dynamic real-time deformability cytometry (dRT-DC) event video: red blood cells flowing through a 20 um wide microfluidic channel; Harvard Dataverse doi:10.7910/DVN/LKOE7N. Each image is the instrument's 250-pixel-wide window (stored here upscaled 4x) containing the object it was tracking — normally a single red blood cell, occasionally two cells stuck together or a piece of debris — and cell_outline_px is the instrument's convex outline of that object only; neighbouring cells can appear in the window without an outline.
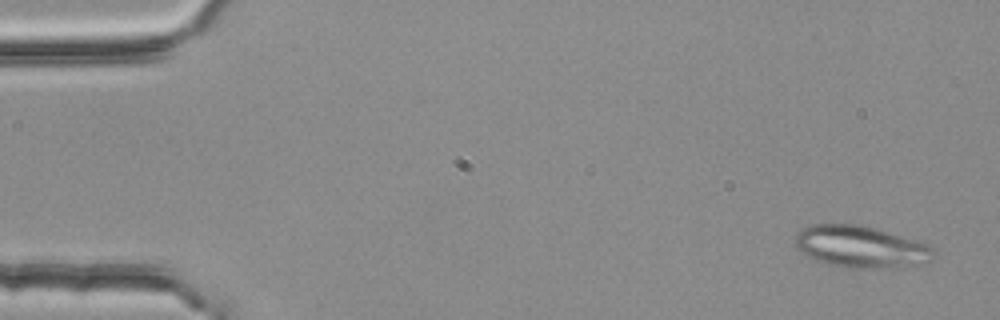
{"species": "common noctule bat (a hibernating species)", "species_latin": "Nyctalus noctula", "temperature_condition": "room temperature", "stored_images_in_passage": 4, "camera_frame_rate_fps": 3000, "um_per_image_px": 0.085, "animal": {"sex": "female", "body_mass_g": 25.1}, "frame": {"image": 1, "passage_image": 1, "time_ms": 0.0, "image_size_px": [1000, 320], "cell_outline_px": [[936, 256], [928, 260], [900, 268], [852, 268], [832, 264], [816, 260], [804, 256], [796, 248], [796, 236], [800, 228], [812, 224], [860, 224], [876, 228], [936, 248]], "centroid_in_image_um": [73.12, 20.97], "position_along_channel_um": 11.9, "area_um2": 33.64}}